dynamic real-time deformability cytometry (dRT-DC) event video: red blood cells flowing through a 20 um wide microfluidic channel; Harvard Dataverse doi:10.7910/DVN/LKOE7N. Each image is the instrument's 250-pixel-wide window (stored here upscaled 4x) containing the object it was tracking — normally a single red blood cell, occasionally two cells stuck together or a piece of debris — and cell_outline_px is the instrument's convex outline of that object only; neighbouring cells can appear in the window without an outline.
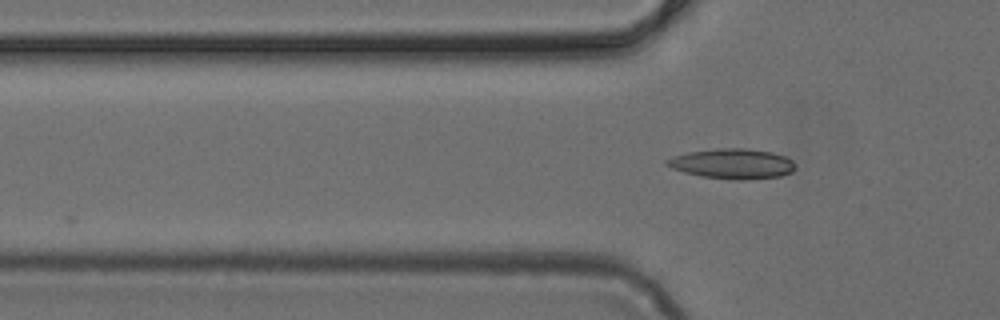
{"species": "common noctule bat (a hibernating species)", "species_latin": "Nyctalus noctula", "temperature_condition": "cold", "stored_images_in_passage": 6, "camera_frame_rate_fps": 3000, "um_per_image_px": 0.085, "animal": {"sex": "female", "body_mass_g": 24.6, "forearm_length_mm": 56.2}, "frame": {"image": 1, "passage_image": 3, "time_ms": 0.667, "image_size_px": [1000, 320], "cell_outline_px": [[796, 168], [792, 172], [780, 176], [744, 180], [736, 180], [700, 176], [684, 172], [672, 168], [664, 164], [664, 160], [672, 156], [688, 152], [716, 148], [748, 148], [772, 152], [784, 156], [792, 160], [796, 164]], "centroid_in_image_um": [62.24, 13.91], "position_along_channel_um": 63.6, "area_um2": 22.77}}
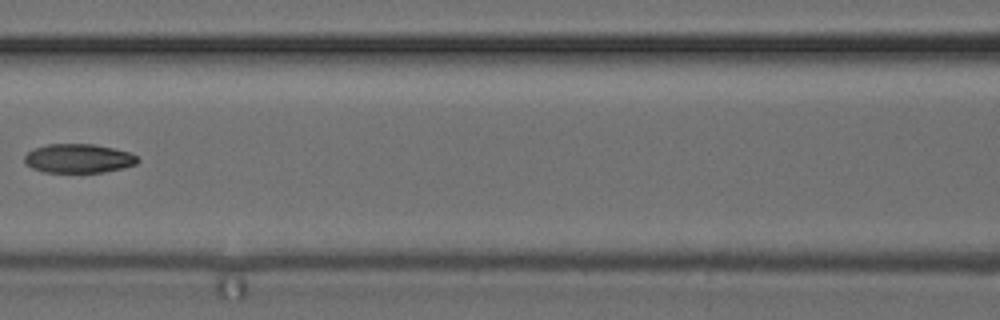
{"frame": {"image": 2, "passage_image": 5, "time_ms": 1.333, "image_size_px": [1000, 320], "cell_outline_px": [[140, 160], [136, 164], [124, 168], [104, 172], [44, 172], [32, 168], [24, 164], [24, 156], [28, 152], [36, 148], [48, 144], [92, 144], [112, 148], [128, 152], [136, 156]], "centroid_in_image_um": [6.66, 13.47], "position_along_channel_um": 159.9, "area_um2": 19.07}}
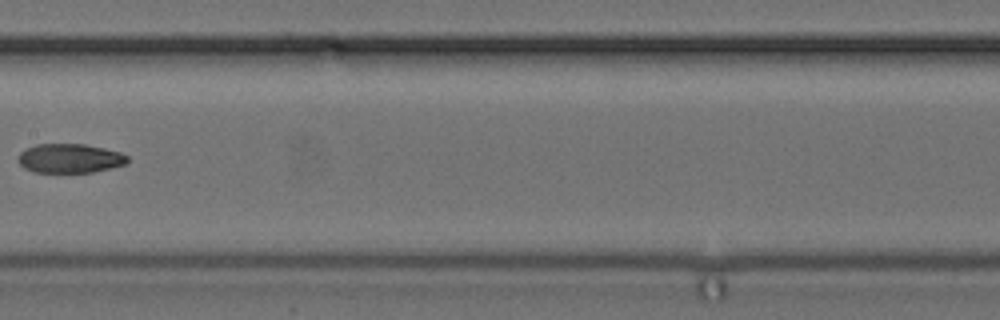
{"frame": {"image": 3, "passage_image": 6, "time_ms": 1.667, "image_size_px": [1000, 320], "cell_outline_px": [[128, 160], [124, 164], [112, 168], [92, 172], [32, 172], [24, 168], [16, 160], [20, 152], [36, 144], [84, 144], [104, 148], [120, 152], [128, 156]], "centroid_in_image_um": [5.91, 13.46], "position_along_channel_um": 201.5, "area_um2": 18.61}}